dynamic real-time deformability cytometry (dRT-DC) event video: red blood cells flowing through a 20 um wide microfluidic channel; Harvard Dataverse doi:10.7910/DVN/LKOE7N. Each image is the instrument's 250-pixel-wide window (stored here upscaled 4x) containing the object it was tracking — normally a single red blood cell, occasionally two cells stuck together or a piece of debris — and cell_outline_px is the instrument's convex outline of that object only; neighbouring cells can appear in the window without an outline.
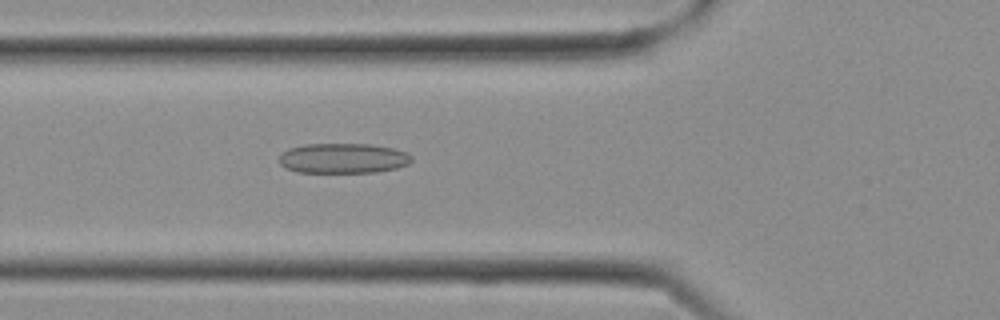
{"species": "Egyptian fruit bat (a non-hibernating species)", "species_latin": "Rousettus aegyptiacus", "temperature_condition": "cold", "stored_images_in_passage": 6, "camera_frame_rate_fps": 3000, "um_per_image_px": 0.085, "frame": {"image": 1, "passage_image": 6, "time_ms": 1.667, "image_size_px": [1000, 320], "cell_outline_px": [[412, 160], [408, 164], [396, 168], [376, 172], [296, 172], [280, 164], [280, 152], [288, 148], [304, 144], [372, 144], [392, 148], [408, 152], [412, 156]], "centroid_in_image_um": [29.17, 13.44], "position_along_channel_um": 96.6, "area_um2": 23.29}}